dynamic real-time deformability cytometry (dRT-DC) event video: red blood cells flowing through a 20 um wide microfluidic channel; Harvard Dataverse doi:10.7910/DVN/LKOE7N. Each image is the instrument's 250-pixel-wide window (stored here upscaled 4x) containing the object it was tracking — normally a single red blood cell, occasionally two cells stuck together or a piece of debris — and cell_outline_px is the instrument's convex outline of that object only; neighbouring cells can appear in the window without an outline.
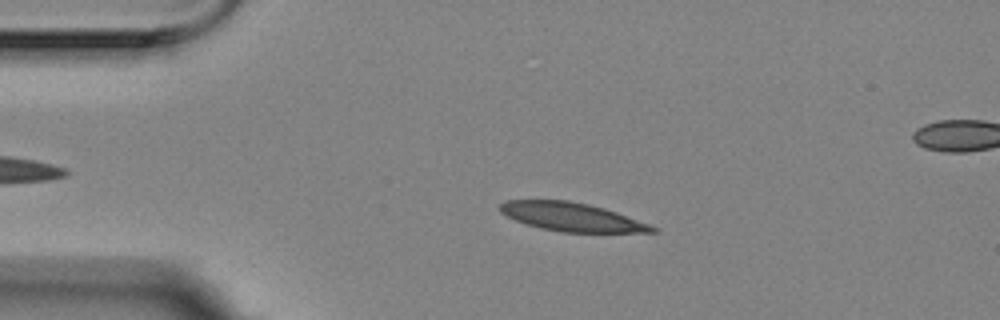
{"species": "Egyptian fruit bat (a non-hibernating species)", "species_latin": "Rousettus aegyptiacus", "temperature_condition": "room temperature", "stored_images_in_passage": 3, "segment_of_instrument_passage": [1, 2], "camera_frame_rate_fps": 3000, "um_per_image_px": 0.085, "animal": {"sex": "female"}, "frame": {"image": 1, "passage_image": 2, "time_ms": 0.333, "image_size_px": [1000, 320], "cell_outline_px": [[660, 232], [564, 232], [540, 228], [516, 220], [500, 212], [496, 208], [504, 200], [568, 200], [588, 204], [604, 208], [616, 212], [660, 228]], "centroid_in_image_um": [48.59, 18.43], "position_along_channel_um": 36.4, "area_um2": 25.26}}